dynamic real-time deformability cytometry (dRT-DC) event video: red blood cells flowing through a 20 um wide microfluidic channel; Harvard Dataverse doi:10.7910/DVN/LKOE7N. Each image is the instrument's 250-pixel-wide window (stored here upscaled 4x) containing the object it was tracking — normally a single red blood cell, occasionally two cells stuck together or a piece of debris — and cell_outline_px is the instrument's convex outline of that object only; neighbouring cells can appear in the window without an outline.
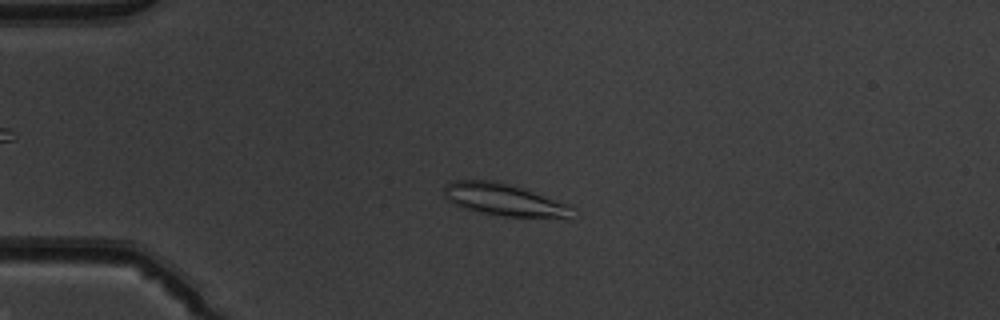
{"species": "common noctule bat (a hibernating species)", "species_latin": "Nyctalus noctula", "temperature_condition": "warm", "stored_images_in_passage": 47, "camera_frame_rate_fps": 3000, "um_per_image_px": 0.085, "animal": {"sex": "male", "body_mass_g": 19.5, "forearm_length_mm": 54.6}, "frame": {"image": 1, "passage_image": 9, "time_ms": 2.667, "image_size_px": [1000, 320], "cell_outline_px": [[576, 208], [568, 220], [500, 216], [480, 212], [464, 208], [448, 200], [444, 196], [444, 184], [452, 180], [496, 180], [572, 204]], "centroid_in_image_um": [42.97, 17.01], "position_along_channel_um": 42.0, "area_um2": 24.85}}
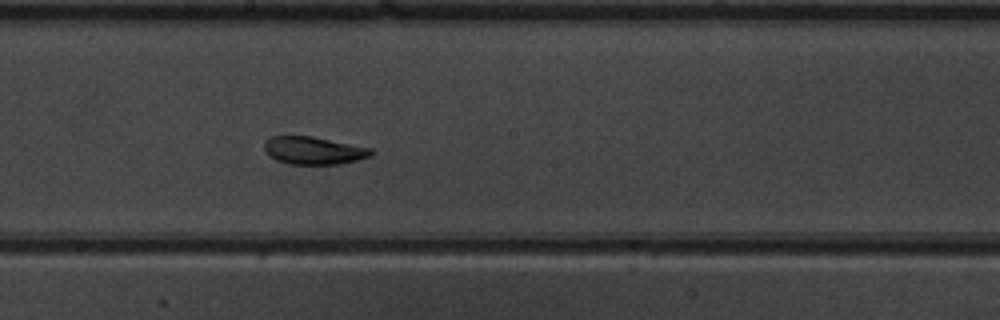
{"frame": {"image": 2, "passage_image": 25, "time_ms": 8.0, "image_size_px": [1000, 320], "cell_outline_px": [[372, 156], [340, 164], [288, 164], [276, 160], [268, 156], [264, 152], [264, 140], [272, 136], [312, 136], [372, 148]], "centroid_in_image_um": [26.62, 12.79], "position_along_channel_um": 221.6, "area_um2": 17.4}}
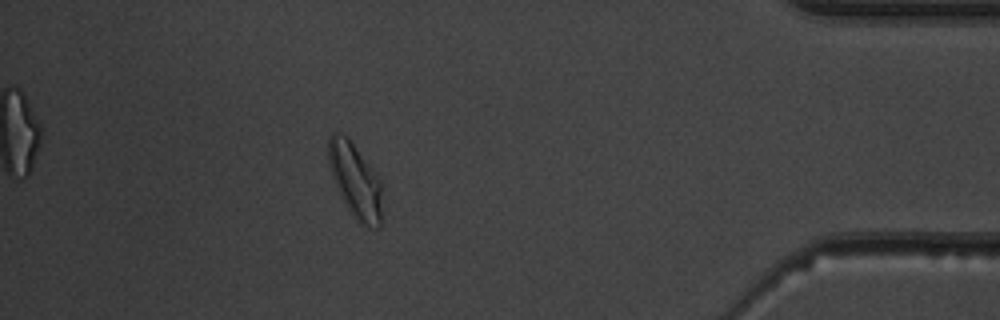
{"frame": {"image": 3, "passage_image": 42, "time_ms": 13.667, "image_size_px": [1000, 320], "cell_outline_px": [[380, 228], [376, 228], [364, 224], [352, 216], [340, 196], [328, 164], [328, 136], [332, 132], [340, 132], [348, 136], [372, 168], [380, 180]], "centroid_in_image_um": [30.15, 15.28], "position_along_channel_um": 405.1, "area_um2": 23.06}, "authors_computed_cell_mechanics": {"area_um2": 19.0162, "velocity_mm_per_s": 3.9558, "shape_relaxation_time_tau1_ms": 6.9119, "shape_relaxation_time_tau2_ms": 4.1833, "deformation_change_tau1": 0.1883, "deformation_change_tau2": 0.0757}}